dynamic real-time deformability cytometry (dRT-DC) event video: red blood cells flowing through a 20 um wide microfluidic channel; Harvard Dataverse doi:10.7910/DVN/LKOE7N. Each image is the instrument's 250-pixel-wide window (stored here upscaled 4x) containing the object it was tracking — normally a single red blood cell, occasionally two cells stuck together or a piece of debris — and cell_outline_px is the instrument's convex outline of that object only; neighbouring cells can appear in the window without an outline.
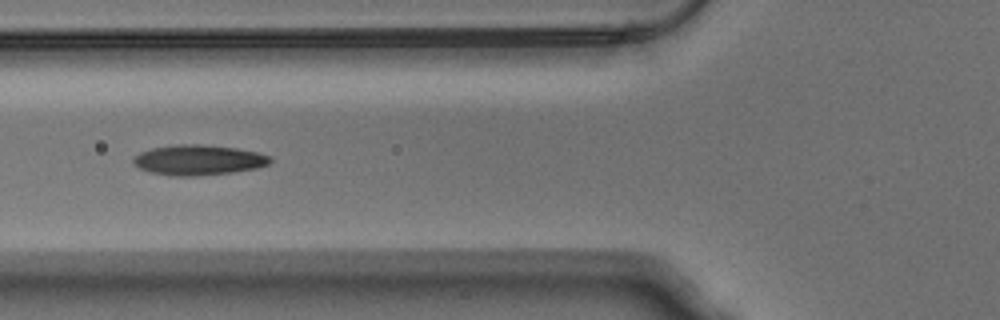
{"species": "Egyptian fruit bat (a non-hibernating species)", "species_latin": "Rousettus aegyptiacus", "temperature_condition": "warm", "stored_images_in_passage": 23, "camera_frame_rate_fps": 3000, "um_per_image_px": 0.085, "animal": {"sex": "male"}, "frame": {"image": 1, "passage_image": 7, "time_ms": 2.0, "image_size_px": [1000, 320], "cell_outline_px": [[272, 160], [268, 164], [256, 168], [232, 172], [196, 176], [172, 176], [152, 172], [140, 168], [132, 164], [132, 160], [140, 152], [152, 148], [176, 144], [200, 144], [236, 148], [260, 152], [272, 156]], "centroid_in_image_um": [16.89, 13.59], "position_along_channel_um": 108.9, "area_um2": 24.16}}
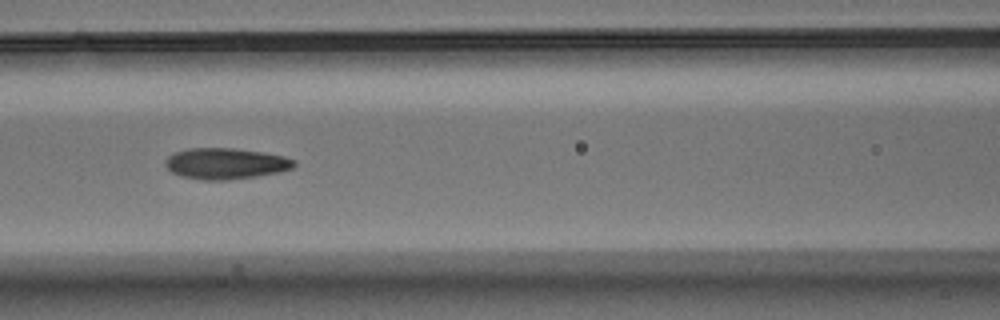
{"frame": {"image": 2, "passage_image": 10, "time_ms": 3.0, "image_size_px": [1000, 320], "cell_outline_px": [[296, 164], [292, 168], [280, 172], [256, 176], [228, 180], [200, 180], [180, 176], [172, 172], [164, 164], [164, 160], [168, 156], [176, 152], [188, 148], [232, 148], [260, 152], [284, 156], [296, 160]], "centroid_in_image_um": [19.16, 13.91], "position_along_channel_um": 147.4, "area_um2": 23.35}}